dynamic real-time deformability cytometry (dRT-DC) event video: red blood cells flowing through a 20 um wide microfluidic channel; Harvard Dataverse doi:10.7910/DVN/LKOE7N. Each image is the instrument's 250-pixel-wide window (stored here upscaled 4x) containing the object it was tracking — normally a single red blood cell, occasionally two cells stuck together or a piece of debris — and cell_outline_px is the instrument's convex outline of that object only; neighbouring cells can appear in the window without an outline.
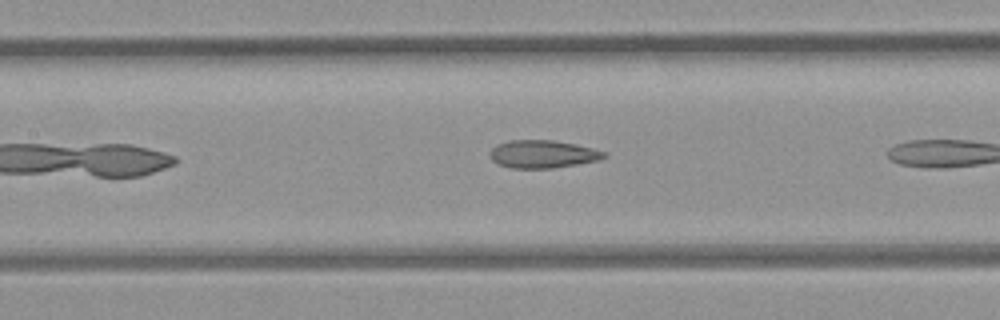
{"species": "common noctule bat (a hibernating species)", "species_latin": "Nyctalus noctula", "temperature_condition": "room temperature", "stored_images_in_passage": 8, "camera_frame_rate_fps": 3000, "um_per_image_px": 0.085, "animal": {"sex": "female", "body_mass_g": 21.9}, "frame": {"image": 1, "passage_image": 7, "time_ms": 8.0, "image_size_px": [1000, 320], "cell_outline_px": [[608, 156], [600, 160], [552, 168], [512, 168], [500, 164], [492, 160], [488, 152], [492, 148], [508, 140], [552, 140], [576, 144], [608, 152]], "centroid_in_image_um": [46.17, 13.09], "position_along_channel_um": 161.2, "area_um2": 18.5}}